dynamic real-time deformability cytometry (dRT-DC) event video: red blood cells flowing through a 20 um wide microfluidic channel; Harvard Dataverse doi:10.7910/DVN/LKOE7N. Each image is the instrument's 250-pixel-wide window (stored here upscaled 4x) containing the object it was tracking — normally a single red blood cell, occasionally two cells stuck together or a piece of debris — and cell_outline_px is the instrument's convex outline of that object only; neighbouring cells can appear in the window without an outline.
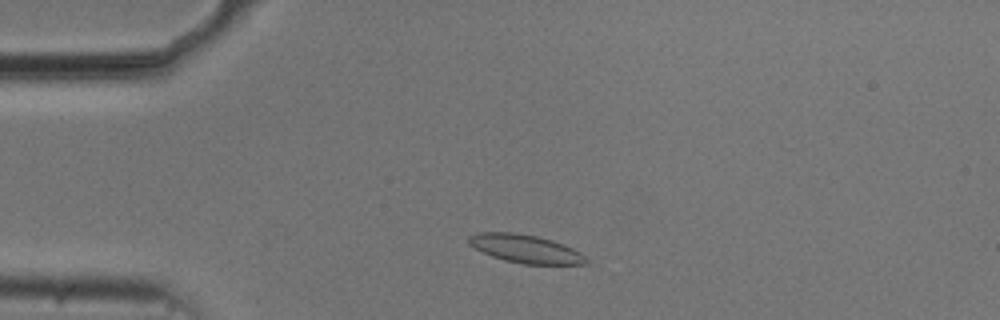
{"species": "common noctule bat (a hibernating species)", "species_latin": "Nyctalus noctula", "temperature_condition": "cold", "stored_images_in_passage": 9, "camera_frame_rate_fps": 3000, "um_per_image_px": 0.085, "animal": {"sex": "male", "body_mass_g": 20.5, "forearm_length_mm": 52.5}, "frame": {"image": 1, "passage_image": 6, "time_ms": 1.667, "image_size_px": [1000, 320], "cell_outline_px": [[588, 264], [524, 264], [504, 260], [492, 256], [468, 244], [468, 236], [476, 232], [512, 232], [536, 236], [552, 240], [564, 244], [580, 252], [588, 260]], "centroid_in_image_um": [44.66, 21.14], "position_along_channel_um": 40.3, "area_um2": 19.25}}